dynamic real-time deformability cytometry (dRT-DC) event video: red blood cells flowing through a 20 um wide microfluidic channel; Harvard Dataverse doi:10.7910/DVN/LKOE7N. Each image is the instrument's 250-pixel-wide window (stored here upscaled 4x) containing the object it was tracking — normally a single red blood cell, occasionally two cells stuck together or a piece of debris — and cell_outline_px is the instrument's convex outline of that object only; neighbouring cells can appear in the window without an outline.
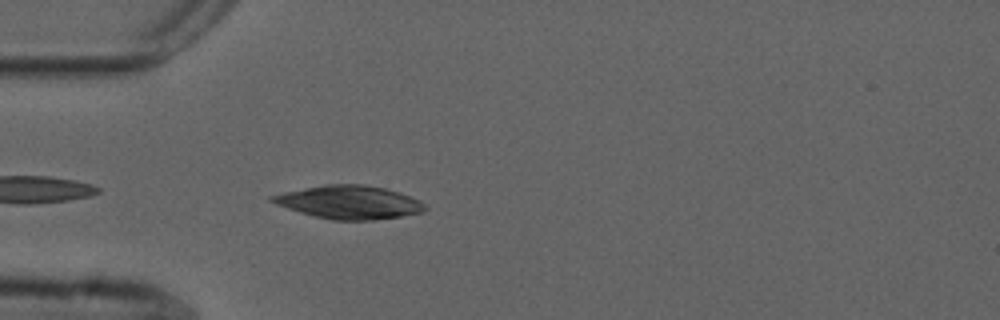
{"species": "common noctule bat (a hibernating species)", "species_latin": "Nyctalus noctula", "temperature_condition": "cold", "stored_images_in_passage": 35, "camera_frame_rate_fps": 3000, "um_per_image_px": 0.085, "animal": {"sex": "male", "forearm_length_mm": 52.5}, "frame": {"image": 1, "passage_image": 2, "time_ms": 0.333, "image_size_px": [1000, 320], "cell_outline_px": [[428, 208], [424, 212], [400, 216], [372, 220], [332, 220], [300, 212], [276, 204], [268, 200], [268, 196], [284, 192], [324, 184], [364, 184], [384, 188], [400, 192], [420, 200]], "centroid_in_image_um": [29.69, 17.18], "position_along_channel_um": 55.3, "area_um2": 29.65}}
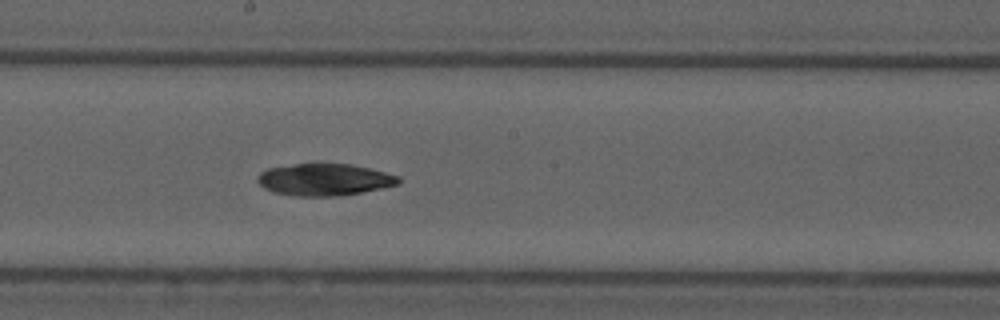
{"frame": {"image": 2, "passage_image": 16, "time_ms": 5.0, "image_size_px": [1000, 320], "cell_outline_px": [[400, 184], [340, 196], [292, 196], [272, 192], [264, 188], [256, 180], [256, 176], [260, 172], [268, 168], [296, 164], [352, 164], [400, 176]], "centroid_in_image_um": [27.54, 15.27], "position_along_channel_um": 220.7, "area_um2": 26.24}}
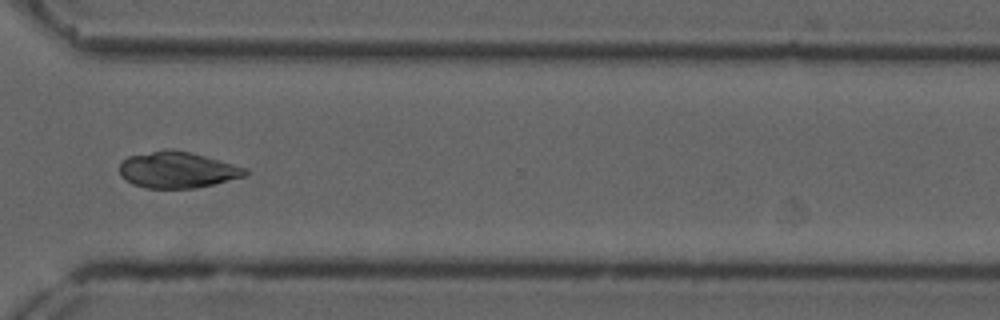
{"frame": {"image": 3, "passage_image": 27, "time_ms": 8.667, "image_size_px": [1000, 320], "cell_outline_px": [[248, 172], [244, 176], [196, 188], [144, 188], [132, 184], [124, 180], [120, 176], [120, 160], [128, 156], [164, 148], [172, 148], [204, 156], [248, 168]], "centroid_in_image_um": [15.0, 14.43], "position_along_channel_um": 355.6, "area_um2": 26.7}}